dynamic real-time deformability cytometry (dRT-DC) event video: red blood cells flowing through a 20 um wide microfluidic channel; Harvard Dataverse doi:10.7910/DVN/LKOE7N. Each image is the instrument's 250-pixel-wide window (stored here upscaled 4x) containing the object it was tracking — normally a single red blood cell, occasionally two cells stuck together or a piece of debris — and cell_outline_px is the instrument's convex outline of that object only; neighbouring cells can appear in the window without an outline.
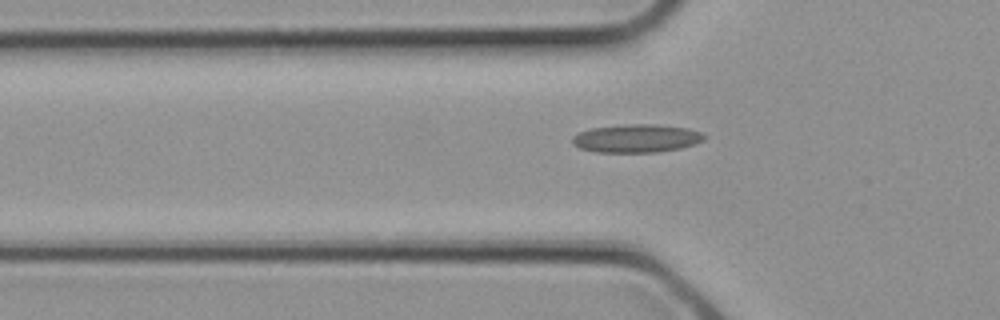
{"species": "common noctule bat (a hibernating species)", "species_latin": "Nyctalus noctula", "temperature_condition": "cold", "stored_images_in_passage": 4, "camera_frame_rate_fps": 3000, "um_per_image_px": 0.085, "animal": {"sex": "female", "body_mass_g": 21.9}, "frame": {"image": 1, "passage_image": 4, "time_ms": 1.0, "image_size_px": [1000, 320], "cell_outline_px": [[708, 136], [704, 140], [696, 144], [680, 148], [656, 152], [596, 152], [580, 148], [572, 144], [572, 136], [580, 132], [592, 128], [624, 124], [656, 124], [688, 128], [700, 132]], "centroid_in_image_um": [54.12, 11.76], "position_along_channel_um": 71.7, "area_um2": 21.79}}